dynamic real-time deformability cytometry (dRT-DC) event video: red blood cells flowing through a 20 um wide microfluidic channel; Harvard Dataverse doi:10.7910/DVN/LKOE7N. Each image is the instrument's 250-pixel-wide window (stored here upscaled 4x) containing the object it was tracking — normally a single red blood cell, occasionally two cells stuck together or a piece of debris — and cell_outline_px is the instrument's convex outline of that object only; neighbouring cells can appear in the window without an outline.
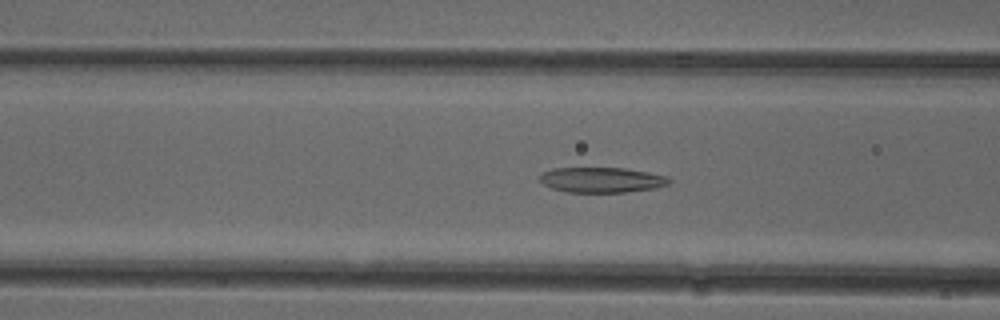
{"species": "common noctule bat (a hibernating species)", "species_latin": "Nyctalus noctula", "temperature_condition": "cold", "stored_images_in_passage": 53, "camera_frame_rate_fps": 3000, "um_per_image_px": 0.085, "animal": {"sex": "female"}, "frame": {"image": 1, "passage_image": 20, "time_ms": 6.333, "image_size_px": [1000, 320], "cell_outline_px": [[672, 180], [668, 184], [656, 188], [624, 192], [568, 192], [552, 188], [544, 184], [540, 180], [540, 172], [552, 168], [624, 168], [648, 172], [668, 176]], "centroid_in_image_um": [51.15, 15.28], "position_along_channel_um": 115.5, "area_um2": 19.07}}
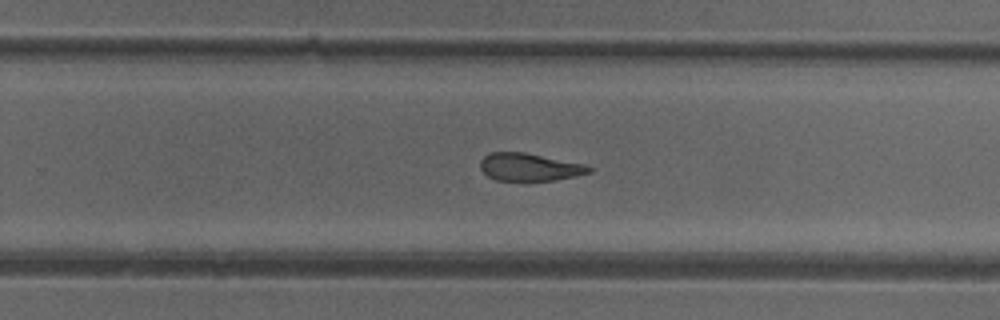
{"frame": {"image": 2, "passage_image": 33, "time_ms": 10.667, "image_size_px": [1000, 320], "cell_outline_px": [[592, 172], [576, 176], [552, 180], [496, 180], [488, 176], [480, 168], [480, 160], [488, 152], [524, 152], [584, 164], [592, 168]], "centroid_in_image_um": [44.98, 14.19], "position_along_channel_um": 284.8, "area_um2": 17.4}}
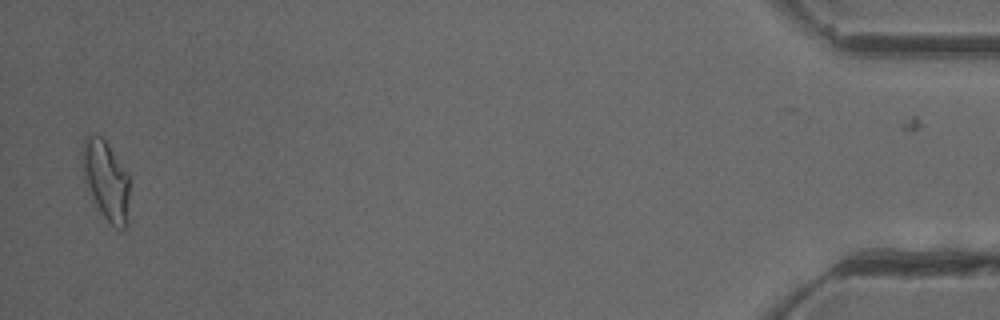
{"frame": {"image": 3, "passage_image": 51, "time_ms": 16.667, "image_size_px": [1000, 320], "cell_outline_px": [[128, 196], [124, 228], [116, 228], [100, 212], [92, 200], [88, 192], [84, 180], [80, 152], [80, 148], [84, 140], [88, 136], [100, 136], [108, 144], [128, 176]], "centroid_in_image_um": [8.93, 15.28], "position_along_channel_um": 426.3, "area_um2": 21.33}, "authors_computed_cell_mechanics": {"area_um2": 19.8254, "velocity_mm_per_s": 3.9151, "shape_relaxation_time_tau1_ms": null, "shape_relaxation_time_tau2_ms": 3.4741, "deformation_change_tau1": null, "deformation_change_tau2": 0.1302}}